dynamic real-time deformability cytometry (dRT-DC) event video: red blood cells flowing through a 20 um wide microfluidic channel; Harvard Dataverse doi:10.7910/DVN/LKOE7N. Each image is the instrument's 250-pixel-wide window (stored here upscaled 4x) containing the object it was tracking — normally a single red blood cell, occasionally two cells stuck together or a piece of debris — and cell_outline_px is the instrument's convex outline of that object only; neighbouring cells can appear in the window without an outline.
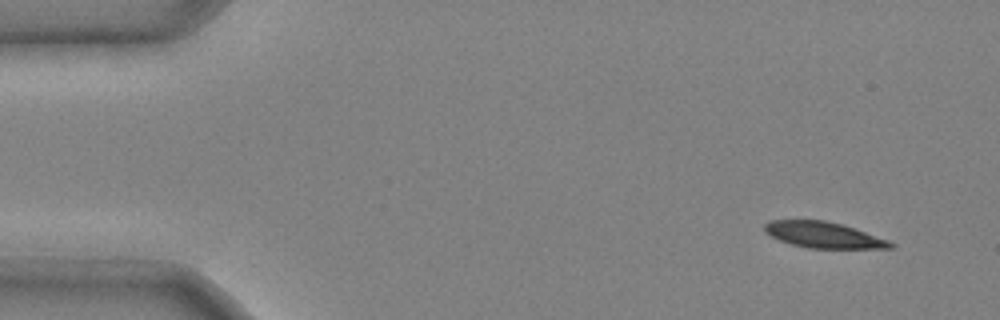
{"species": "common noctule bat (a hibernating species)", "species_latin": "Nyctalus noctula", "temperature_condition": "cold", "stored_images_in_passage": 4, "camera_frame_rate_fps": 3000, "um_per_image_px": 0.085, "animal": {"sex": "male", "body_mass_g": 20.4}, "frame": {"image": 1, "passage_image": 1, "time_ms": 0.0, "image_size_px": [1000, 320], "cell_outline_px": [[896, 244], [892, 248], [808, 248], [792, 244], [780, 240], [764, 232], [764, 224], [768, 220], [824, 220], [840, 224], [888, 240]], "centroid_in_image_um": [69.96, 19.97], "position_along_channel_um": 15.0, "area_um2": 18.79}}
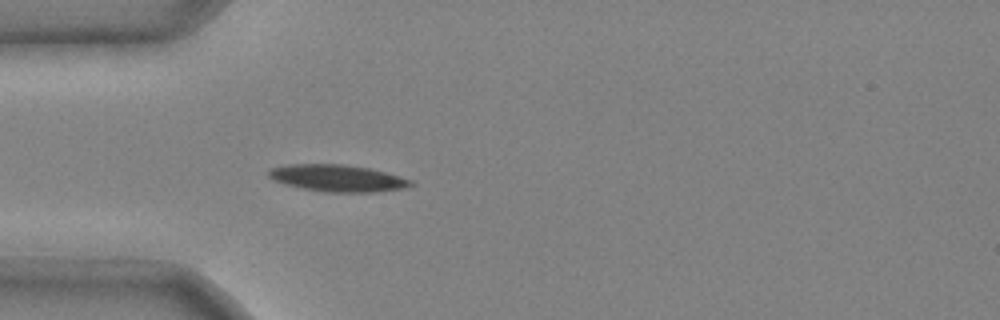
{"frame": {"image": 2, "passage_image": 4, "time_ms": 1.0, "image_size_px": [1000, 320], "cell_outline_px": [[416, 184], [404, 188], [372, 192], [324, 192], [284, 184], [268, 176], [268, 172], [272, 168], [288, 164], [344, 164], [368, 168], [400, 176], [412, 180]], "centroid_in_image_um": [28.72, 15.14], "position_along_channel_um": 56.3, "area_um2": 22.08}}